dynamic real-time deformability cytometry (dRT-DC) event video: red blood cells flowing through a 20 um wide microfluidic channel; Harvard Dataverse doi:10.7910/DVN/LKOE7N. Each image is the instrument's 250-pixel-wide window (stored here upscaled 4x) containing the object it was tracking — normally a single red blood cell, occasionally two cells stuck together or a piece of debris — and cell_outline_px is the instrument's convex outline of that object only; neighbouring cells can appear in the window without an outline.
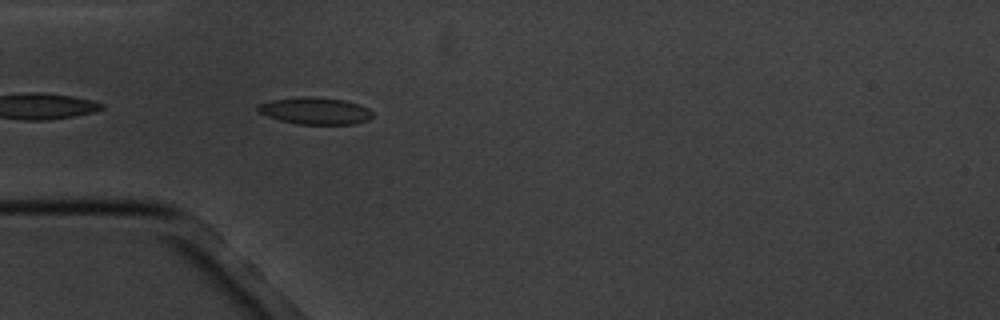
{"species": "common noctule bat (a hibernating species)", "species_latin": "Nyctalus noctula", "temperature_condition": "cold", "stored_images_in_passage": 1, "camera_frame_rate_fps": 3000, "um_per_image_px": 0.085, "animal": {"sex": "male", "body_mass_g": 20.1, "forearm_length_mm": 53.5}, "frame": {"image": 1, "passage_image": 1, "time_ms": 0.0, "image_size_px": [1000, 320], "cell_outline_px": [[372, 116], [368, 120], [352, 124], [300, 124], [280, 120], [256, 112], [256, 104], [272, 100], [308, 96], [344, 100], [368, 108], [372, 112]], "centroid_in_image_um": [26.74, 9.42], "position_along_channel_um": 58.3, "area_um2": 17.86}}